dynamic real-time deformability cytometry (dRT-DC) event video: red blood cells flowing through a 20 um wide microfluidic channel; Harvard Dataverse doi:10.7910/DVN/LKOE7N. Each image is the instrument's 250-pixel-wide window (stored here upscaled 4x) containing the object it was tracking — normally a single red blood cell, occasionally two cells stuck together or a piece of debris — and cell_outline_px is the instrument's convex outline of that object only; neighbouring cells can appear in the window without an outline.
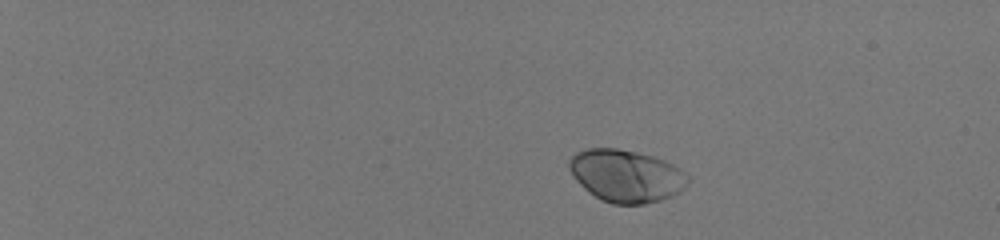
{"species": "human", "species_latin": "Homo sapiens", "temperature_condition": "room temperature", "stored_images_in_passage": 45, "camera_frame_rate_fps": 3000, "um_per_image_px": 0.085, "donor": {"sex": "male"}, "frame": {"image": 1, "passage_image": 1, "time_ms": 0.0, "image_size_px": [1000, 240], "cell_outline_px": [[688, 184], [680, 192], [672, 196], [660, 200], [644, 204], [612, 204], [588, 192], [576, 180], [568, 168], [568, 160], [576, 152], [588, 148], [616, 148], [636, 152], [652, 156], [664, 160], [680, 168], [688, 176]], "centroid_in_image_um": [53.22, 14.94], "position_along_channel_um": 31.8, "area_um2": 36.24}}
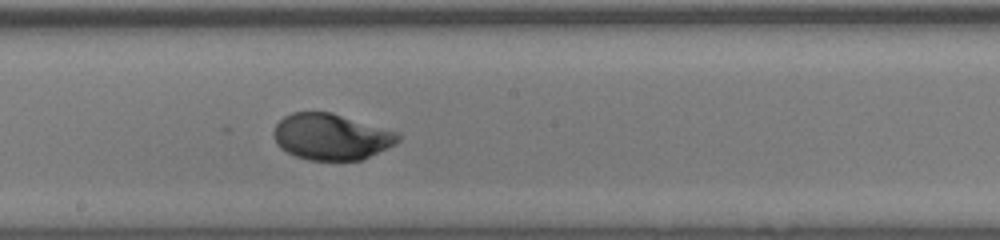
{"frame": {"image": 2, "passage_image": 26, "time_ms": 8.333, "image_size_px": [1000, 240], "cell_outline_px": [[400, 140], [396, 144], [360, 160], [308, 160], [296, 156], [280, 148], [276, 144], [272, 136], [272, 132], [276, 124], [284, 116], [292, 112], [332, 112], [400, 132]], "centroid_in_image_um": [28.15, 11.61], "position_along_channel_um": 220.1, "area_um2": 33.76}}
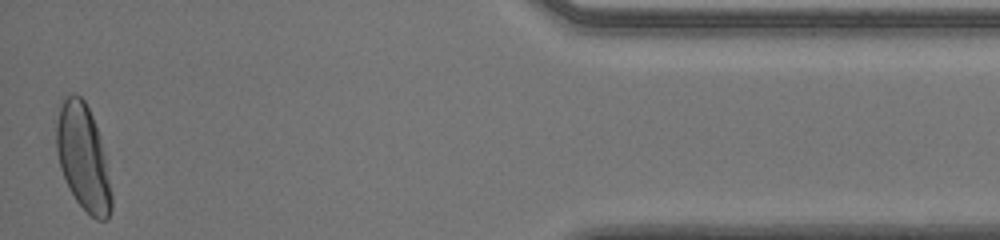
{"frame": {"image": 3, "passage_image": 45, "time_ms": 14.667, "image_size_px": [1000, 240], "cell_outline_px": [[112, 208], [108, 220], [96, 220], [76, 200], [68, 188], [60, 168], [56, 152], [56, 124], [60, 96], [72, 92], [80, 96], [84, 100], [92, 116], [100, 136], [104, 152], [112, 192]], "centroid_in_image_um": [7.04, 13.34], "position_along_channel_um": 428.2, "area_um2": 34.51}, "authors_computed_cell_mechanics": {"area_um2": 34.3332, "velocity_mm_per_s": 4.0364, "shape_relaxation_time_tau1_ms": 2.5815, "shape_relaxation_time_tau2_ms": null, "deformation_change_tau1": 0.1689, "deformation_change_tau2": null}}